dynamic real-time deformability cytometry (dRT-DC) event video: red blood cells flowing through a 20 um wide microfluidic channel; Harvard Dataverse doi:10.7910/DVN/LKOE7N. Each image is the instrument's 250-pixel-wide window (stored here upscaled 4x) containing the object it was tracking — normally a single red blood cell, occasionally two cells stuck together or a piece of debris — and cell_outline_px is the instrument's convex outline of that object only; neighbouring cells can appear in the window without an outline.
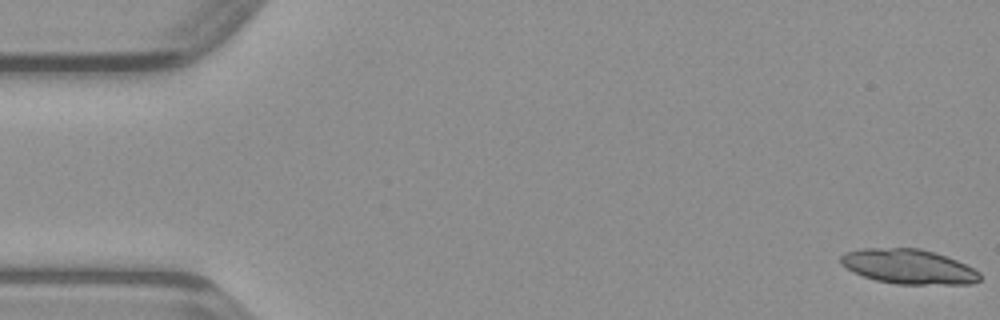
{"species": "common noctule bat (a hibernating species)", "species_latin": "Nyctalus noctula", "temperature_condition": "warm", "stored_images_in_passage": 19, "camera_frame_rate_fps": 3000, "um_per_image_px": 0.085, "animal": {"sex": "male", "body_mass_g": 23.1, "forearm_length_mm": 52.7}, "frame": {"image": 1, "passage_image": 1, "time_ms": 0.0, "image_size_px": [1000, 320], "cell_outline_px": [[980, 280], [972, 284], [896, 284], [876, 280], [864, 276], [840, 264], [840, 256], [844, 252], [864, 248], [920, 248], [956, 260], [980, 272]], "centroid_in_image_um": [77.22, 22.66], "position_along_channel_um": 7.8, "area_um2": 27.92}}